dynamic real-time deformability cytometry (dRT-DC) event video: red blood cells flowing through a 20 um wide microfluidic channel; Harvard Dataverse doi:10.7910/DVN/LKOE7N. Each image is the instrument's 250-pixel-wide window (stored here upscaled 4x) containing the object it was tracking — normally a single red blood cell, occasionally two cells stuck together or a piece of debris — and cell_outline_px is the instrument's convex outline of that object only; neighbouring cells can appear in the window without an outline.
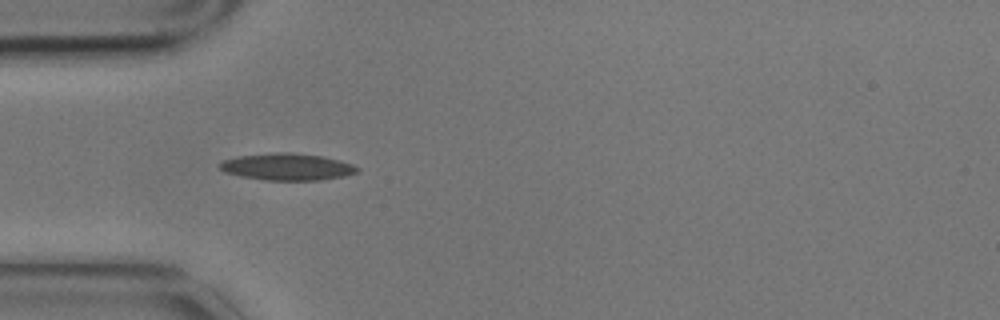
{"species": "common noctule bat (a hibernating species)", "species_latin": "Nyctalus noctula", "temperature_condition": "cold", "stored_images_in_passage": 4, "camera_frame_rate_fps": 3000, "um_per_image_px": 0.085, "animal": {"sex": "male", "body_mass_g": 17.9}, "frame": {"image": 1, "passage_image": 3, "time_ms": 0.667, "image_size_px": [1000, 320], "cell_outline_px": [[360, 168], [356, 172], [344, 176], [320, 180], [264, 180], [224, 172], [220, 168], [220, 164], [224, 160], [236, 156], [272, 152], [288, 152], [324, 156], [340, 160], [352, 164]], "centroid_in_image_um": [24.42, 14.17], "position_along_channel_um": 60.6, "area_um2": 21.5}}